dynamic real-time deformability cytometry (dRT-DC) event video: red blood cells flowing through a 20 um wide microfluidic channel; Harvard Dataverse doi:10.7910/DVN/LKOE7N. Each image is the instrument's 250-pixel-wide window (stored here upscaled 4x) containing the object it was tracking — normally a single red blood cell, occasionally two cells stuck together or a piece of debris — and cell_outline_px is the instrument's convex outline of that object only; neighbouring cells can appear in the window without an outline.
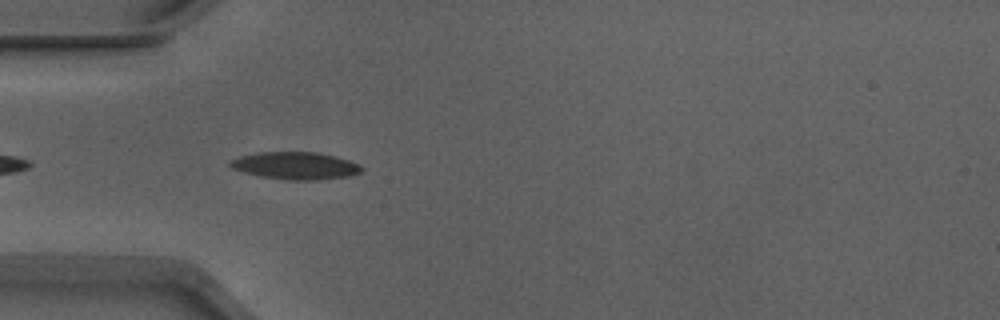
{"species": "Egyptian fruit bat (a non-hibernating species)", "species_latin": "Rousettus aegyptiacus", "temperature_condition": "warm", "stored_images_in_passage": 39, "camera_frame_rate_fps": 3000, "um_per_image_px": 0.085, "animal": {"sex": "male"}, "frame": {"image": 1, "passage_image": 3, "time_ms": 0.667, "image_size_px": [1000, 320], "cell_outline_px": [[364, 168], [360, 172], [348, 176], [316, 180], [288, 180], [260, 176], [244, 172], [232, 168], [228, 164], [228, 160], [240, 156], [260, 152], [316, 152], [348, 160], [360, 164]], "centroid_in_image_um": [25.09, 14.08], "position_along_channel_um": 59.9, "area_um2": 20.87}}
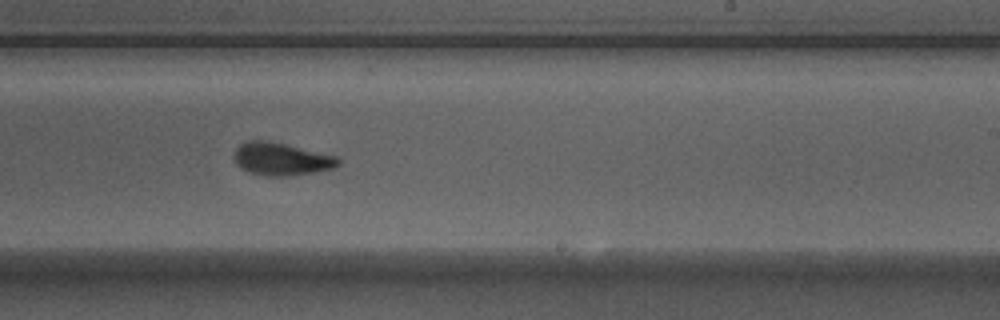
{"frame": {"image": 2, "passage_image": 19, "time_ms": 6.0, "image_size_px": [1000, 320], "cell_outline_px": [[340, 164], [332, 168], [292, 176], [264, 176], [248, 172], [240, 168], [236, 164], [232, 152], [244, 140], [268, 140], [336, 156], [340, 160]], "centroid_in_image_um": [23.83, 13.51], "position_along_channel_um": 265.2, "area_um2": 20.0}}
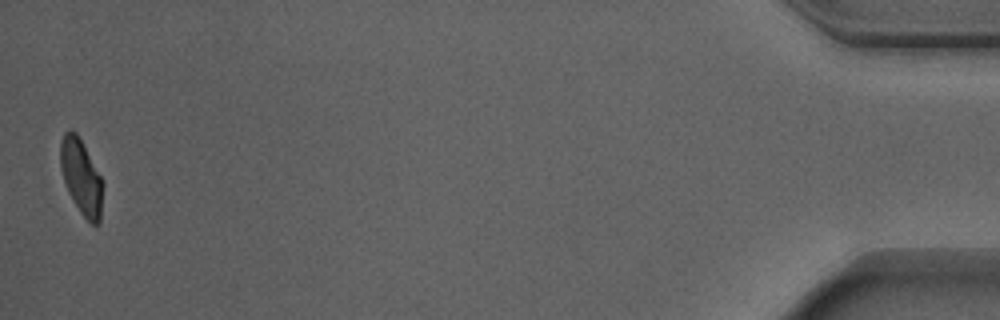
{"frame": {"image": 3, "passage_image": 39, "time_ms": 12.667, "image_size_px": [1000, 320], "cell_outline_px": [[100, 220], [96, 224], [92, 224], [80, 212], [68, 192], [64, 180], [60, 164], [60, 140], [64, 132], [72, 128], [76, 132], [100, 176]], "centroid_in_image_um": [6.84, 14.97], "position_along_channel_um": 428.4, "area_um2": 17.74}, "authors_computed_cell_mechanics": {"area_um2": 19.7676, "velocity_mm_per_s": 3.9016, "shape_relaxation_time_tau1_ms": 3.0268, "shape_relaxation_time_tau2_ms": 1.2735, "deformation_change_tau1": 0.1658, "deformation_change_tau2": 0.0843}}